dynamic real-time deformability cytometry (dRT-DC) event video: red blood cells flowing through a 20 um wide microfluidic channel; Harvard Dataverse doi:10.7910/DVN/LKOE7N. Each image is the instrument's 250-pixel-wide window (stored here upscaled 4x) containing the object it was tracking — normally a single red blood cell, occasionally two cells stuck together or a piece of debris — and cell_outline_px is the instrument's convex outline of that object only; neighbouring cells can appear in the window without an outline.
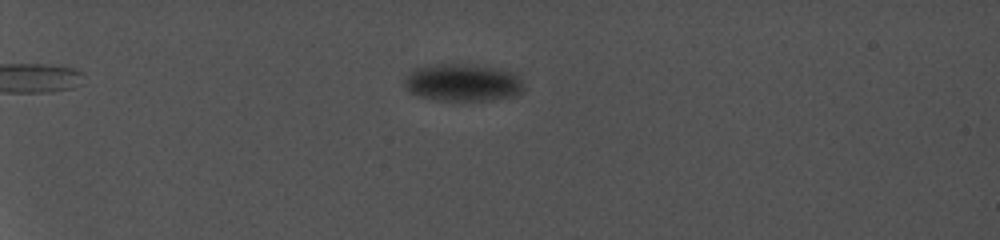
{"species": "common noctule bat (a hibernating species)", "species_latin": "Nyctalus noctula", "temperature_condition": "cold", "stored_images_in_passage": 78, "camera_frame_rate_fps": 5000, "um_per_image_px": 0.085, "animal": {"sex": "female", "body_mass_g": 19.0, "forearm_length_mm": 56.7}, "frame": {"image": 1, "passage_image": 33, "time_ms": 8.0, "image_size_px": [1000, 240], "cell_outline_px": [[524, 88], [520, 92], [512, 96], [492, 100], [436, 100], [420, 96], [408, 92], [404, 84], [404, 80], [416, 68], [428, 64], [472, 64], [520, 72]], "centroid_in_image_um": [39.38, 7.0], "position_along_channel_um": 45.6, "area_um2": 26.3}}
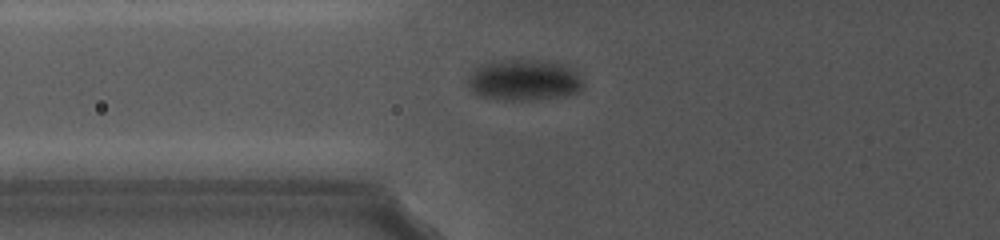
{"frame": {"image": 2, "passage_image": 47, "time_ms": 11.4, "image_size_px": [1000, 240], "cell_outline_px": [[580, 88], [576, 92], [556, 96], [512, 100], [480, 96], [468, 84], [468, 80], [476, 64], [492, 60], [556, 60], [572, 64], [580, 80]], "centroid_in_image_um": [44.53, 6.72], "position_along_channel_um": 81.3, "area_um2": 27.4}}
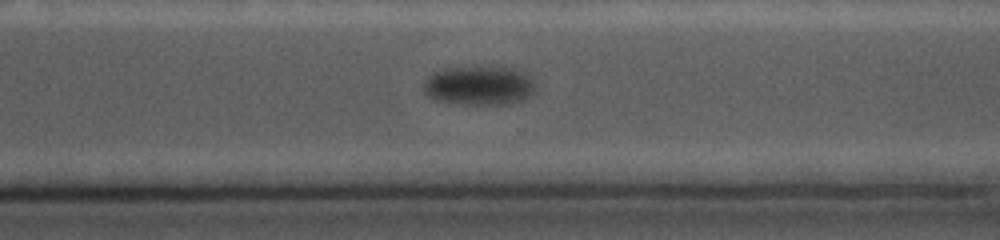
{"frame": {"image": 3, "passage_image": 78, "time_ms": 18.8, "image_size_px": [1000, 240], "cell_outline_px": [[536, 92], [524, 100], [500, 104], [460, 104], [436, 100], [428, 96], [424, 92], [424, 80], [428, 76], [444, 68], [476, 64], [512, 68], [524, 72], [532, 80]], "centroid_in_image_um": [40.72, 7.23], "position_along_channel_um": 329.9, "area_um2": 26.18}}